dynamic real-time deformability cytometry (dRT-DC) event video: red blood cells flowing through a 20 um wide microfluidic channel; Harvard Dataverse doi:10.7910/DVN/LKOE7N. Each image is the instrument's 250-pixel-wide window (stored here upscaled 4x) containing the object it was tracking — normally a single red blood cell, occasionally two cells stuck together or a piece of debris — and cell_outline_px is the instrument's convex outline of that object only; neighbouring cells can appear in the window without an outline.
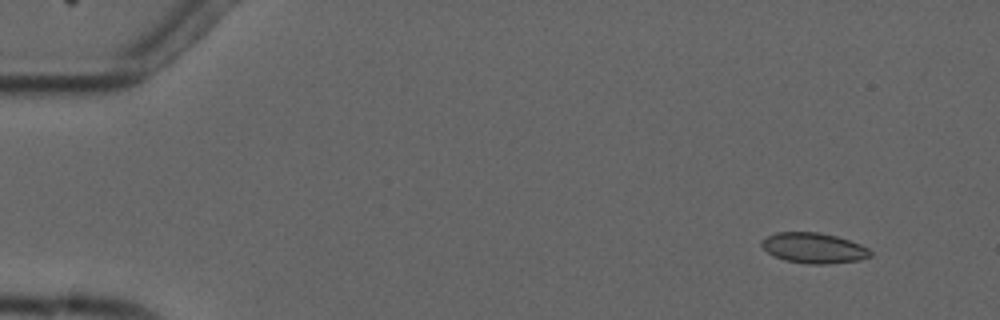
{"species": "common noctule bat (a hibernating species)", "species_latin": "Nyctalus noctula", "temperature_condition": "cold", "stored_images_in_passage": 6, "camera_frame_rate_fps": 3000, "um_per_image_px": 0.085, "animal": {"sex": "male", "forearm_length_mm": 52.5}, "frame": {"image": 1, "passage_image": 2, "time_ms": 1.333, "image_size_px": [1000, 320], "cell_outline_px": [[872, 256], [860, 260], [824, 264], [808, 264], [784, 260], [768, 252], [760, 244], [760, 240], [776, 232], [820, 232], [836, 236], [860, 244], [868, 248], [872, 252]], "centroid_in_image_um": [69.17, 21.08], "position_along_channel_um": 15.8, "area_um2": 19.25}}
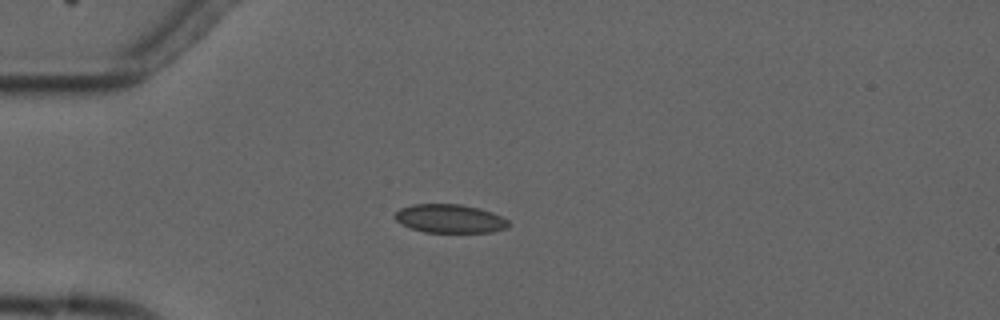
{"frame": {"image": 2, "passage_image": 5, "time_ms": 4.667, "image_size_px": [1000, 320], "cell_outline_px": [[508, 228], [492, 232], [424, 232], [412, 228], [396, 220], [396, 212], [400, 208], [412, 204], [460, 204], [480, 208], [492, 212], [508, 220]], "centroid_in_image_um": [38.27, 18.58], "position_along_channel_um": 46.7, "area_um2": 18.79}}